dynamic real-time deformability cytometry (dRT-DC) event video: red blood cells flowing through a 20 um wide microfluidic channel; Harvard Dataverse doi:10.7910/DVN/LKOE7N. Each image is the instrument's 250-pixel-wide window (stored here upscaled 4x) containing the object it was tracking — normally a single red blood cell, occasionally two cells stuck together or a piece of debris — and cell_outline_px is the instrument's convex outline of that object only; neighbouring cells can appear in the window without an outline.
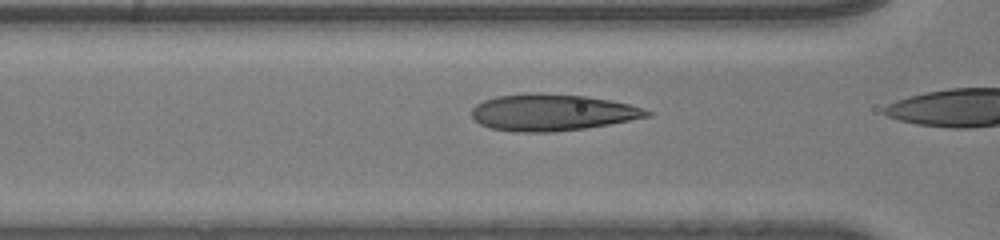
{"species": "human", "species_latin": "Homo sapiens", "temperature_condition": "room temperature", "stored_images_in_passage": 21, "camera_frame_rate_fps": 3000, "um_per_image_px": 0.085, "donor": {"sex": "male"}, "frame": {"image": 1, "passage_image": 20, "time_ms": 6.333, "image_size_px": [1000, 240], "cell_outline_px": [[652, 116], [608, 124], [584, 128], [552, 132], [516, 132], [492, 128], [480, 124], [472, 116], [472, 108], [476, 104], [484, 100], [496, 96], [524, 92], [540, 92], [584, 96], [608, 100], [628, 104], [644, 108], [652, 112]], "centroid_in_image_um": [46.91, 9.54], "position_along_channel_um": 119.7, "area_um2": 37.45}}